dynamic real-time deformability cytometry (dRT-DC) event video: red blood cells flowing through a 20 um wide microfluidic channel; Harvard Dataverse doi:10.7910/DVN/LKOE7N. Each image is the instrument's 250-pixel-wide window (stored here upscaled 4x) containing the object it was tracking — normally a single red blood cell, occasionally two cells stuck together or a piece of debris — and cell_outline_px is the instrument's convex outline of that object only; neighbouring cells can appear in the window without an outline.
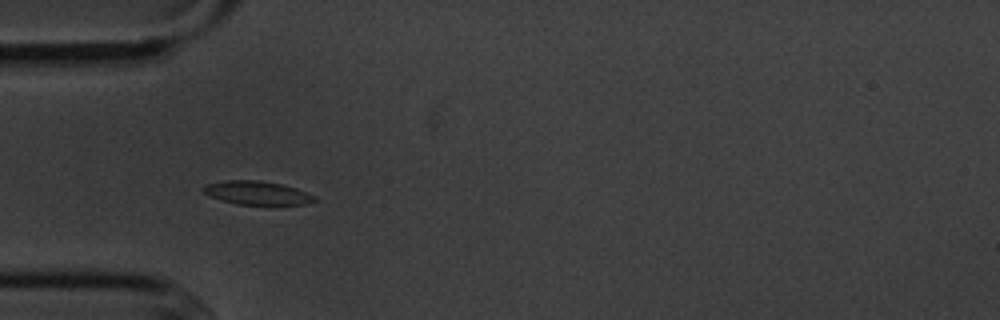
{"species": "common noctule bat (a hibernating species)", "species_latin": "Nyctalus noctula", "temperature_condition": "cold", "stored_images_in_passage": 6, "camera_frame_rate_fps": 3000, "um_per_image_px": 0.085, "animal": {"sex": "male", "body_mass_g": 20.1, "forearm_length_mm": 53.5}, "frame": {"image": 1, "passage_image": 5, "time_ms": 4.667, "image_size_px": [1000, 320], "cell_outline_px": [[320, 200], [308, 204], [268, 208], [236, 204], [220, 200], [204, 192], [200, 188], [204, 184], [224, 180], [256, 180], [280, 184], [296, 188], [316, 196]], "centroid_in_image_um": [21.93, 16.46], "position_along_channel_um": 63.1, "area_um2": 16.36}}
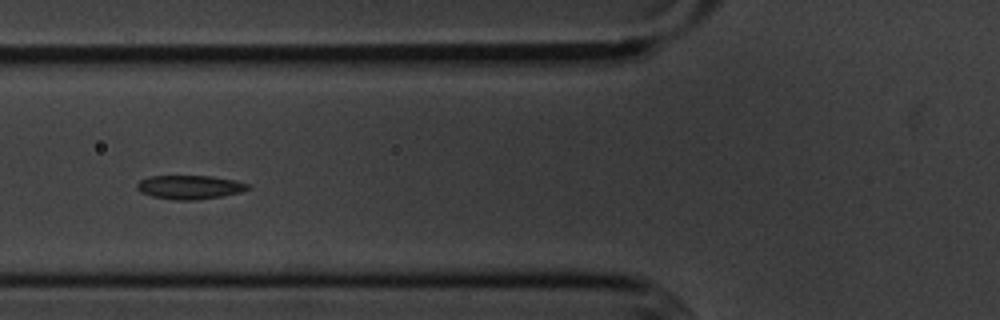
{"frame": {"image": 2, "passage_image": 6, "time_ms": 6.0, "image_size_px": [1000, 320], "cell_outline_px": [[248, 188], [240, 192], [220, 196], [196, 200], [176, 200], [152, 196], [140, 192], [136, 188], [136, 184], [140, 180], [148, 176], [212, 176], [236, 180], [248, 184]], "centroid_in_image_um": [16.08, 15.9], "position_along_channel_um": 109.7, "area_um2": 15.32}}